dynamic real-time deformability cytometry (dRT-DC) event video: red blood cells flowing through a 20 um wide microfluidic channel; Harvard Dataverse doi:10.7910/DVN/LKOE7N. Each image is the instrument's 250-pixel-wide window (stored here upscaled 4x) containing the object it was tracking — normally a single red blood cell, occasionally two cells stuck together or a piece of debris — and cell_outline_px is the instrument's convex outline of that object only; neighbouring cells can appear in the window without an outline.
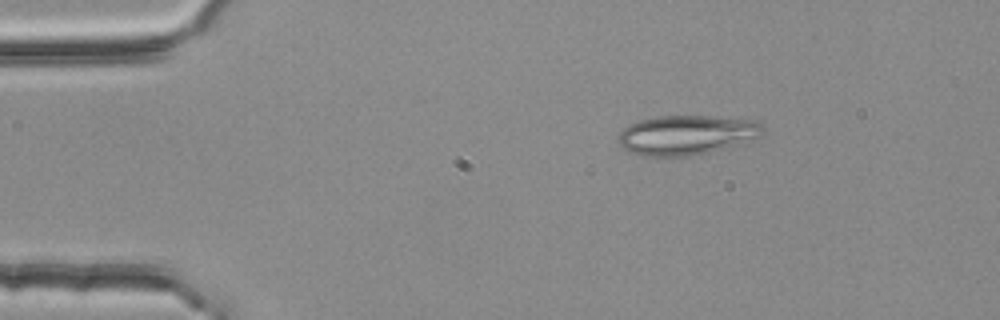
{"species": "common noctule bat (a hibernating species)", "species_latin": "Nyctalus noctula", "temperature_condition": "room temperature", "stored_images_in_passage": 2, "camera_frame_rate_fps": 3000, "um_per_image_px": 0.085, "animal": {"sex": "female", "body_mass_g": 25.1}, "frame": {"image": 1, "passage_image": 1, "time_ms": 0.0, "image_size_px": [1000, 320], "cell_outline_px": [[764, 136], [708, 152], [688, 156], [640, 156], [624, 148], [620, 144], [620, 132], [628, 124], [636, 120], [660, 116], [712, 116], [756, 120], [764, 128]], "centroid_in_image_um": [58.37, 11.46], "position_along_channel_um": 26.6, "area_um2": 33.23}}